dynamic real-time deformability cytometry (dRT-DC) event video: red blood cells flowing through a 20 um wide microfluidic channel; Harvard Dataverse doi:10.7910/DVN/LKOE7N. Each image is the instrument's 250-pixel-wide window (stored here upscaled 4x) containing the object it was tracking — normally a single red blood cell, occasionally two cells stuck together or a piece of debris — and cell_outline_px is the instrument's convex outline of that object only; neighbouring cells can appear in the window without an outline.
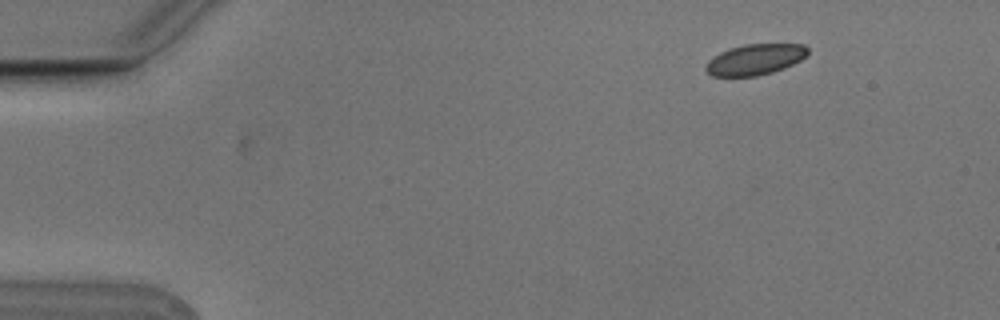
{"species": "Egyptian fruit bat (a non-hibernating species)", "species_latin": "Rousettus aegyptiacus", "temperature_condition": "cold", "stored_images_in_passage": 2, "camera_frame_rate_fps": 3000, "um_per_image_px": 0.085, "animal": {"sex": "male"}, "frame": {"image": 1, "passage_image": 2, "time_ms": 0.333, "image_size_px": [1000, 320], "cell_outline_px": [[808, 52], [800, 60], [784, 68], [772, 72], [756, 76], [712, 76], [704, 68], [708, 60], [712, 56], [720, 52], [744, 44], [804, 44], [808, 48]], "centroid_in_image_um": [64.16, 5.05], "position_along_channel_um": 20.8, "area_um2": 18.21}}